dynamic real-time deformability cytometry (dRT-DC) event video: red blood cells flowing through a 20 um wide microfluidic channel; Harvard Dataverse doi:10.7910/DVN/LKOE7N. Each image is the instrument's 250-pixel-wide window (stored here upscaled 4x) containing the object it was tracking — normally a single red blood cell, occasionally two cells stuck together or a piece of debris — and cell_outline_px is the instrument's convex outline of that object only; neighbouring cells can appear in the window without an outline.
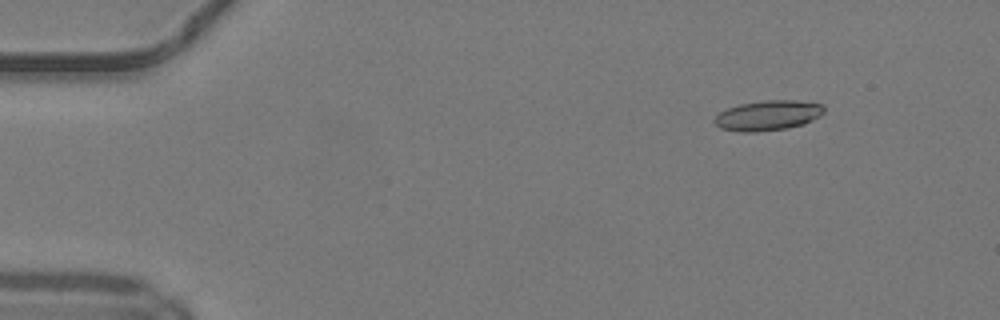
{"species": "common noctule bat (a hibernating species)", "species_latin": "Nyctalus noctula", "temperature_condition": "warm", "stored_images_in_passage": 45, "camera_frame_rate_fps": 3000, "um_per_image_px": 0.085, "animal": {"sex": "male", "body_mass_g": 19.2, "forearm_length_mm": 51.8}, "frame": {"image": 1, "passage_image": 1, "time_ms": 0.0, "image_size_px": [1000, 320], "cell_outline_px": [[824, 112], [820, 116], [804, 124], [788, 128], [756, 132], [740, 132], [720, 128], [712, 120], [720, 112], [728, 108], [740, 104], [768, 100], [796, 100], [824, 104]], "centroid_in_image_um": [65.29, 9.81], "position_along_channel_um": 19.7, "area_um2": 19.25}}
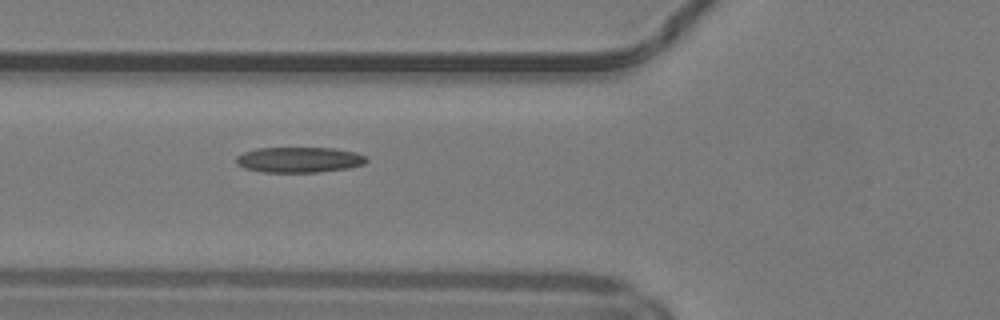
{"frame": {"image": 2, "passage_image": 14, "time_ms": 4.333, "image_size_px": [1000, 320], "cell_outline_px": [[368, 160], [364, 164], [348, 168], [320, 172], [264, 172], [244, 168], [236, 164], [236, 156], [244, 152], [256, 148], [336, 148], [356, 152], [368, 156]], "centroid_in_image_um": [25.46, 13.57], "position_along_channel_um": 100.3, "area_um2": 19.54}}
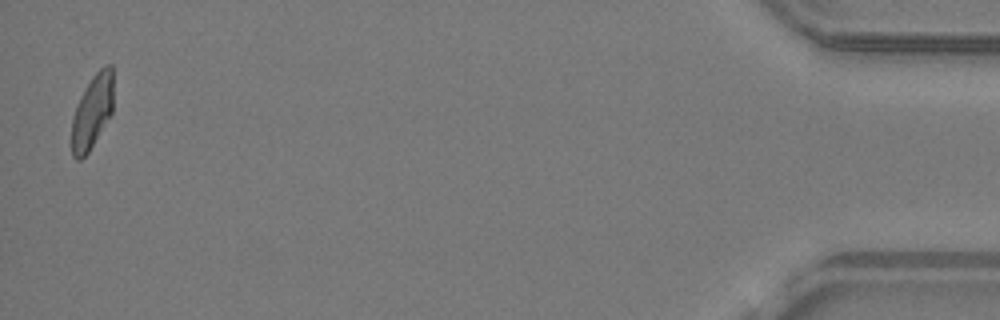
{"frame": {"image": 3, "passage_image": 44, "time_ms": 14.333, "image_size_px": [1000, 320], "cell_outline_px": [[112, 112], [88, 152], [80, 160], [76, 160], [72, 156], [72, 116], [76, 104], [80, 96], [92, 76], [104, 64], [112, 64]], "centroid_in_image_um": [7.82, 9.47], "position_along_channel_um": 427.4, "area_um2": 17.8}, "authors_computed_cell_mechanics": {"area_um2": 19.1318, "velocity_mm_per_s": 4.1924, "shape_relaxation_time_tau1_ms": 10.947, "shape_relaxation_time_tau2_ms": 3.3187, "deformation_change_tau1": 0.2729, "deformation_change_tau2": 0.1088}}